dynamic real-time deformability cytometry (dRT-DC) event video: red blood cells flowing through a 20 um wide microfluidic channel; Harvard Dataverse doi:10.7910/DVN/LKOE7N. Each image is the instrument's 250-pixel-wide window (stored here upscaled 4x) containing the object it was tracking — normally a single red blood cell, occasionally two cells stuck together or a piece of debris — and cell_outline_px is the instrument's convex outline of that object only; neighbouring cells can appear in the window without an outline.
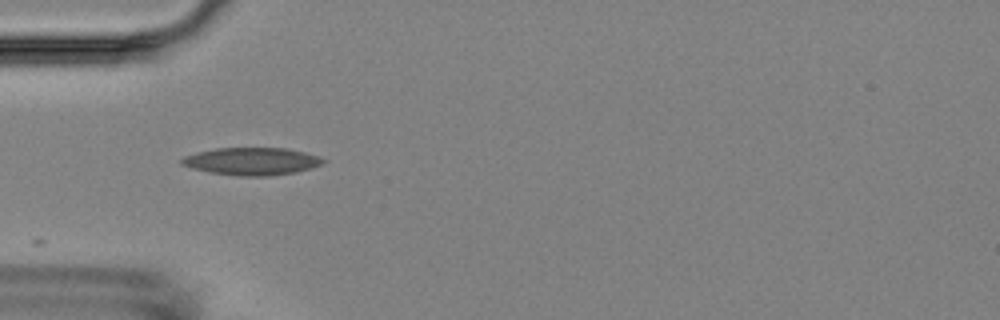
{"species": "Egyptian fruit bat (a non-hibernating species)", "species_latin": "Rousettus aegyptiacus", "temperature_condition": "room temperature", "stored_images_in_passage": 4, "camera_frame_rate_fps": 3000, "um_per_image_px": 0.085, "animal": {"sex": "female"}, "frame": {"image": 1, "passage_image": 2, "time_ms": 1.333, "image_size_px": [1000, 320], "cell_outline_px": [[328, 160], [324, 164], [312, 168], [296, 172], [268, 176], [236, 176], [208, 172], [192, 168], [180, 164], [180, 160], [184, 156], [196, 152], [216, 148], [288, 148], [320, 156]], "centroid_in_image_um": [21.43, 13.71], "position_along_channel_um": 63.6, "area_um2": 23.0}}